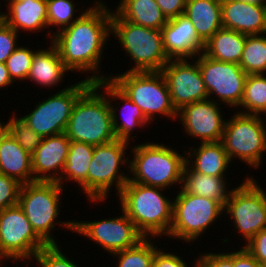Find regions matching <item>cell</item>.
Masks as SVG:
<instances>
[{
  "label": "cell",
  "instance_id": "14",
  "mask_svg": "<svg viewBox=\"0 0 266 267\" xmlns=\"http://www.w3.org/2000/svg\"><path fill=\"white\" fill-rule=\"evenodd\" d=\"M197 63L210 100V95L215 94L220 99L216 102L221 101L231 108L239 107L248 76L239 64L218 61L203 52L198 55Z\"/></svg>",
  "mask_w": 266,
  "mask_h": 267
},
{
  "label": "cell",
  "instance_id": "13",
  "mask_svg": "<svg viewBox=\"0 0 266 267\" xmlns=\"http://www.w3.org/2000/svg\"><path fill=\"white\" fill-rule=\"evenodd\" d=\"M92 84L80 80L52 96L38 102L35 109L21 118L42 138L65 132L73 106L80 95Z\"/></svg>",
  "mask_w": 266,
  "mask_h": 267
},
{
  "label": "cell",
  "instance_id": "24",
  "mask_svg": "<svg viewBox=\"0 0 266 267\" xmlns=\"http://www.w3.org/2000/svg\"><path fill=\"white\" fill-rule=\"evenodd\" d=\"M185 155V163L195 172L216 176L226 177L225 172L229 168L230 159L225 151L222 141L218 142H200L199 148H190ZM192 156V157H191ZM195 156V157H194ZM190 158H195L194 161Z\"/></svg>",
  "mask_w": 266,
  "mask_h": 267
},
{
  "label": "cell",
  "instance_id": "17",
  "mask_svg": "<svg viewBox=\"0 0 266 267\" xmlns=\"http://www.w3.org/2000/svg\"><path fill=\"white\" fill-rule=\"evenodd\" d=\"M220 106L215 100L193 102L177 111L185 133L202 142L222 141L226 121L223 120Z\"/></svg>",
  "mask_w": 266,
  "mask_h": 267
},
{
  "label": "cell",
  "instance_id": "39",
  "mask_svg": "<svg viewBox=\"0 0 266 267\" xmlns=\"http://www.w3.org/2000/svg\"><path fill=\"white\" fill-rule=\"evenodd\" d=\"M18 34L20 33L4 21L0 23V63H5L18 47L16 44Z\"/></svg>",
  "mask_w": 266,
  "mask_h": 267
},
{
  "label": "cell",
  "instance_id": "47",
  "mask_svg": "<svg viewBox=\"0 0 266 267\" xmlns=\"http://www.w3.org/2000/svg\"><path fill=\"white\" fill-rule=\"evenodd\" d=\"M240 1H244L246 3H251V4H264L263 0H240Z\"/></svg>",
  "mask_w": 266,
  "mask_h": 267
},
{
  "label": "cell",
  "instance_id": "23",
  "mask_svg": "<svg viewBox=\"0 0 266 267\" xmlns=\"http://www.w3.org/2000/svg\"><path fill=\"white\" fill-rule=\"evenodd\" d=\"M8 5V13L3 12V21L18 33L21 29L33 33L46 30L47 0H23Z\"/></svg>",
  "mask_w": 266,
  "mask_h": 267
},
{
  "label": "cell",
  "instance_id": "28",
  "mask_svg": "<svg viewBox=\"0 0 266 267\" xmlns=\"http://www.w3.org/2000/svg\"><path fill=\"white\" fill-rule=\"evenodd\" d=\"M246 35L221 28L205 43L203 53L215 60L239 64Z\"/></svg>",
  "mask_w": 266,
  "mask_h": 267
},
{
  "label": "cell",
  "instance_id": "12",
  "mask_svg": "<svg viewBox=\"0 0 266 267\" xmlns=\"http://www.w3.org/2000/svg\"><path fill=\"white\" fill-rule=\"evenodd\" d=\"M253 179L247 176L240 186L230 190L224 207L246 242L266 229V192Z\"/></svg>",
  "mask_w": 266,
  "mask_h": 267
},
{
  "label": "cell",
  "instance_id": "51",
  "mask_svg": "<svg viewBox=\"0 0 266 267\" xmlns=\"http://www.w3.org/2000/svg\"><path fill=\"white\" fill-rule=\"evenodd\" d=\"M3 21V13H0V23Z\"/></svg>",
  "mask_w": 266,
  "mask_h": 267
},
{
  "label": "cell",
  "instance_id": "10",
  "mask_svg": "<svg viewBox=\"0 0 266 267\" xmlns=\"http://www.w3.org/2000/svg\"><path fill=\"white\" fill-rule=\"evenodd\" d=\"M222 212L226 211L217 201L181 189L173 200L172 224L167 236L195 242Z\"/></svg>",
  "mask_w": 266,
  "mask_h": 267
},
{
  "label": "cell",
  "instance_id": "29",
  "mask_svg": "<svg viewBox=\"0 0 266 267\" xmlns=\"http://www.w3.org/2000/svg\"><path fill=\"white\" fill-rule=\"evenodd\" d=\"M117 7L116 12L135 25L161 30L168 22L155 0H120Z\"/></svg>",
  "mask_w": 266,
  "mask_h": 267
},
{
  "label": "cell",
  "instance_id": "42",
  "mask_svg": "<svg viewBox=\"0 0 266 267\" xmlns=\"http://www.w3.org/2000/svg\"><path fill=\"white\" fill-rule=\"evenodd\" d=\"M184 259L177 254L167 253L163 250H157L153 257V267H188ZM194 267H197V259Z\"/></svg>",
  "mask_w": 266,
  "mask_h": 267
},
{
  "label": "cell",
  "instance_id": "27",
  "mask_svg": "<svg viewBox=\"0 0 266 267\" xmlns=\"http://www.w3.org/2000/svg\"><path fill=\"white\" fill-rule=\"evenodd\" d=\"M225 179L197 173L185 163L180 188L185 193L215 200L224 208L230 193Z\"/></svg>",
  "mask_w": 266,
  "mask_h": 267
},
{
  "label": "cell",
  "instance_id": "21",
  "mask_svg": "<svg viewBox=\"0 0 266 267\" xmlns=\"http://www.w3.org/2000/svg\"><path fill=\"white\" fill-rule=\"evenodd\" d=\"M95 84L103 90L106 96H109L110 108L112 113V126L116 139L130 141L134 140V136L132 132L136 126L141 127L143 129V125H147L149 121L146 119L141 109L134 104L110 79L101 80L95 82ZM110 98H113V101H117V99L122 100L125 104L122 106L120 113L123 119L121 118V122L119 123V117L115 106L112 105L113 102ZM111 100V101H110ZM112 102V103H111ZM132 131V132H131ZM131 137V138H130ZM130 138V139H129Z\"/></svg>",
  "mask_w": 266,
  "mask_h": 267
},
{
  "label": "cell",
  "instance_id": "43",
  "mask_svg": "<svg viewBox=\"0 0 266 267\" xmlns=\"http://www.w3.org/2000/svg\"><path fill=\"white\" fill-rule=\"evenodd\" d=\"M167 19L184 14L186 0H155Z\"/></svg>",
  "mask_w": 266,
  "mask_h": 267
},
{
  "label": "cell",
  "instance_id": "49",
  "mask_svg": "<svg viewBox=\"0 0 266 267\" xmlns=\"http://www.w3.org/2000/svg\"><path fill=\"white\" fill-rule=\"evenodd\" d=\"M7 1H8V4H9V3L19 2V1H23V0H7Z\"/></svg>",
  "mask_w": 266,
  "mask_h": 267
},
{
  "label": "cell",
  "instance_id": "30",
  "mask_svg": "<svg viewBox=\"0 0 266 267\" xmlns=\"http://www.w3.org/2000/svg\"><path fill=\"white\" fill-rule=\"evenodd\" d=\"M93 151L94 145L70 141L69 151L63 171L56 182L64 187V181L73 180L81 186L84 194L87 195V175L89 163L93 157Z\"/></svg>",
  "mask_w": 266,
  "mask_h": 267
},
{
  "label": "cell",
  "instance_id": "46",
  "mask_svg": "<svg viewBox=\"0 0 266 267\" xmlns=\"http://www.w3.org/2000/svg\"><path fill=\"white\" fill-rule=\"evenodd\" d=\"M8 131V124H4L0 121V137H2Z\"/></svg>",
  "mask_w": 266,
  "mask_h": 267
},
{
  "label": "cell",
  "instance_id": "3",
  "mask_svg": "<svg viewBox=\"0 0 266 267\" xmlns=\"http://www.w3.org/2000/svg\"><path fill=\"white\" fill-rule=\"evenodd\" d=\"M92 83L75 102L65 130L70 141L102 145L116 139L107 96Z\"/></svg>",
  "mask_w": 266,
  "mask_h": 267
},
{
  "label": "cell",
  "instance_id": "8",
  "mask_svg": "<svg viewBox=\"0 0 266 267\" xmlns=\"http://www.w3.org/2000/svg\"><path fill=\"white\" fill-rule=\"evenodd\" d=\"M128 141L115 139L112 142L94 146L93 157L87 175V196L89 201L101 202L109 196L111 187H116L117 196L129 180L120 166L129 165L125 152ZM128 160V162H127ZM115 184V185H114Z\"/></svg>",
  "mask_w": 266,
  "mask_h": 267
},
{
  "label": "cell",
  "instance_id": "6",
  "mask_svg": "<svg viewBox=\"0 0 266 267\" xmlns=\"http://www.w3.org/2000/svg\"><path fill=\"white\" fill-rule=\"evenodd\" d=\"M63 188L54 181H34L22 184L20 189L18 204L35 232L48 245L58 244L51 232L55 224L60 223V227L62 225L69 231H74V220L56 223L60 215L59 204Z\"/></svg>",
  "mask_w": 266,
  "mask_h": 267
},
{
  "label": "cell",
  "instance_id": "15",
  "mask_svg": "<svg viewBox=\"0 0 266 267\" xmlns=\"http://www.w3.org/2000/svg\"><path fill=\"white\" fill-rule=\"evenodd\" d=\"M121 216L98 221H74V233L84 235L113 254L138 244L144 235L122 210Z\"/></svg>",
  "mask_w": 266,
  "mask_h": 267
},
{
  "label": "cell",
  "instance_id": "38",
  "mask_svg": "<svg viewBox=\"0 0 266 267\" xmlns=\"http://www.w3.org/2000/svg\"><path fill=\"white\" fill-rule=\"evenodd\" d=\"M21 186L15 178L0 173V210L19 203Z\"/></svg>",
  "mask_w": 266,
  "mask_h": 267
},
{
  "label": "cell",
  "instance_id": "44",
  "mask_svg": "<svg viewBox=\"0 0 266 267\" xmlns=\"http://www.w3.org/2000/svg\"><path fill=\"white\" fill-rule=\"evenodd\" d=\"M234 267H263L244 247L234 252Z\"/></svg>",
  "mask_w": 266,
  "mask_h": 267
},
{
  "label": "cell",
  "instance_id": "25",
  "mask_svg": "<svg viewBox=\"0 0 266 267\" xmlns=\"http://www.w3.org/2000/svg\"><path fill=\"white\" fill-rule=\"evenodd\" d=\"M184 15L193 23L198 37L204 43L223 28L221 0H186Z\"/></svg>",
  "mask_w": 266,
  "mask_h": 267
},
{
  "label": "cell",
  "instance_id": "1",
  "mask_svg": "<svg viewBox=\"0 0 266 267\" xmlns=\"http://www.w3.org/2000/svg\"><path fill=\"white\" fill-rule=\"evenodd\" d=\"M94 4L71 25L56 30L54 34L49 30L48 34L65 66L72 72L90 71L92 75L85 79L92 83L109 79L99 75L98 65H101L99 62L104 52V44L111 34L112 16V10L109 11L103 1H96Z\"/></svg>",
  "mask_w": 266,
  "mask_h": 267
},
{
  "label": "cell",
  "instance_id": "7",
  "mask_svg": "<svg viewBox=\"0 0 266 267\" xmlns=\"http://www.w3.org/2000/svg\"><path fill=\"white\" fill-rule=\"evenodd\" d=\"M109 79L134 103L150 122L157 115L177 119L166 80L159 72H124ZM154 116V117H153Z\"/></svg>",
  "mask_w": 266,
  "mask_h": 267
},
{
  "label": "cell",
  "instance_id": "45",
  "mask_svg": "<svg viewBox=\"0 0 266 267\" xmlns=\"http://www.w3.org/2000/svg\"><path fill=\"white\" fill-rule=\"evenodd\" d=\"M14 82L10 77L9 71L6 68L5 63H0V88L7 87Z\"/></svg>",
  "mask_w": 266,
  "mask_h": 267
},
{
  "label": "cell",
  "instance_id": "20",
  "mask_svg": "<svg viewBox=\"0 0 266 267\" xmlns=\"http://www.w3.org/2000/svg\"><path fill=\"white\" fill-rule=\"evenodd\" d=\"M221 16L223 28L244 35L266 34L264 4L221 0Z\"/></svg>",
  "mask_w": 266,
  "mask_h": 267
},
{
  "label": "cell",
  "instance_id": "11",
  "mask_svg": "<svg viewBox=\"0 0 266 267\" xmlns=\"http://www.w3.org/2000/svg\"><path fill=\"white\" fill-rule=\"evenodd\" d=\"M48 244L35 232L19 204L0 210V260H33Z\"/></svg>",
  "mask_w": 266,
  "mask_h": 267
},
{
  "label": "cell",
  "instance_id": "26",
  "mask_svg": "<svg viewBox=\"0 0 266 267\" xmlns=\"http://www.w3.org/2000/svg\"><path fill=\"white\" fill-rule=\"evenodd\" d=\"M70 71L61 60L58 50L51 43V46L44 50L35 52L31 69L27 76V80L34 81L38 85L45 87H54L63 79L66 72ZM65 73V74H64Z\"/></svg>",
  "mask_w": 266,
  "mask_h": 267
},
{
  "label": "cell",
  "instance_id": "32",
  "mask_svg": "<svg viewBox=\"0 0 266 267\" xmlns=\"http://www.w3.org/2000/svg\"><path fill=\"white\" fill-rule=\"evenodd\" d=\"M242 114L259 115L266 107V76L265 74L248 75L245 81L242 101L239 108Z\"/></svg>",
  "mask_w": 266,
  "mask_h": 267
},
{
  "label": "cell",
  "instance_id": "22",
  "mask_svg": "<svg viewBox=\"0 0 266 267\" xmlns=\"http://www.w3.org/2000/svg\"><path fill=\"white\" fill-rule=\"evenodd\" d=\"M0 173L15 178L21 184L35 181L31 154L8 131L0 137Z\"/></svg>",
  "mask_w": 266,
  "mask_h": 267
},
{
  "label": "cell",
  "instance_id": "4",
  "mask_svg": "<svg viewBox=\"0 0 266 267\" xmlns=\"http://www.w3.org/2000/svg\"><path fill=\"white\" fill-rule=\"evenodd\" d=\"M134 155L130 159V182L146 186L170 189L171 185L182 183V174L186 156H182L171 147L163 143L150 142L134 145ZM168 187V188H167Z\"/></svg>",
  "mask_w": 266,
  "mask_h": 267
},
{
  "label": "cell",
  "instance_id": "36",
  "mask_svg": "<svg viewBox=\"0 0 266 267\" xmlns=\"http://www.w3.org/2000/svg\"><path fill=\"white\" fill-rule=\"evenodd\" d=\"M35 52L31 48L19 46L6 60L5 65L13 82L15 79H27Z\"/></svg>",
  "mask_w": 266,
  "mask_h": 267
},
{
  "label": "cell",
  "instance_id": "31",
  "mask_svg": "<svg viewBox=\"0 0 266 267\" xmlns=\"http://www.w3.org/2000/svg\"><path fill=\"white\" fill-rule=\"evenodd\" d=\"M239 66L247 75L266 72V35H246Z\"/></svg>",
  "mask_w": 266,
  "mask_h": 267
},
{
  "label": "cell",
  "instance_id": "19",
  "mask_svg": "<svg viewBox=\"0 0 266 267\" xmlns=\"http://www.w3.org/2000/svg\"><path fill=\"white\" fill-rule=\"evenodd\" d=\"M163 49L169 59L196 58L205 43L198 37L193 23L184 14L168 19L161 29Z\"/></svg>",
  "mask_w": 266,
  "mask_h": 267
},
{
  "label": "cell",
  "instance_id": "40",
  "mask_svg": "<svg viewBox=\"0 0 266 267\" xmlns=\"http://www.w3.org/2000/svg\"><path fill=\"white\" fill-rule=\"evenodd\" d=\"M197 267H234V252L201 255L197 259Z\"/></svg>",
  "mask_w": 266,
  "mask_h": 267
},
{
  "label": "cell",
  "instance_id": "50",
  "mask_svg": "<svg viewBox=\"0 0 266 267\" xmlns=\"http://www.w3.org/2000/svg\"><path fill=\"white\" fill-rule=\"evenodd\" d=\"M261 114H262V115L264 114V115L266 116V107L264 108V110H263L259 115H261ZM265 125H266V124H265Z\"/></svg>",
  "mask_w": 266,
  "mask_h": 267
},
{
  "label": "cell",
  "instance_id": "9",
  "mask_svg": "<svg viewBox=\"0 0 266 267\" xmlns=\"http://www.w3.org/2000/svg\"><path fill=\"white\" fill-rule=\"evenodd\" d=\"M262 115L234 113L225 123L222 142L232 163L233 158L253 168L262 166L266 152V125Z\"/></svg>",
  "mask_w": 266,
  "mask_h": 267
},
{
  "label": "cell",
  "instance_id": "16",
  "mask_svg": "<svg viewBox=\"0 0 266 267\" xmlns=\"http://www.w3.org/2000/svg\"><path fill=\"white\" fill-rule=\"evenodd\" d=\"M170 59L163 67V74L176 111L193 102L209 99L197 60Z\"/></svg>",
  "mask_w": 266,
  "mask_h": 267
},
{
  "label": "cell",
  "instance_id": "34",
  "mask_svg": "<svg viewBox=\"0 0 266 267\" xmlns=\"http://www.w3.org/2000/svg\"><path fill=\"white\" fill-rule=\"evenodd\" d=\"M75 3L71 0H47V19L48 27L57 26L58 31L71 25L85 11H83L76 19L73 18L77 12ZM76 11V12H75ZM73 20V21H72Z\"/></svg>",
  "mask_w": 266,
  "mask_h": 267
},
{
  "label": "cell",
  "instance_id": "18",
  "mask_svg": "<svg viewBox=\"0 0 266 267\" xmlns=\"http://www.w3.org/2000/svg\"><path fill=\"white\" fill-rule=\"evenodd\" d=\"M70 139L65 132L43 137L40 145L32 153V173L35 181L56 182L63 171Z\"/></svg>",
  "mask_w": 266,
  "mask_h": 267
},
{
  "label": "cell",
  "instance_id": "37",
  "mask_svg": "<svg viewBox=\"0 0 266 267\" xmlns=\"http://www.w3.org/2000/svg\"><path fill=\"white\" fill-rule=\"evenodd\" d=\"M34 258L40 267H79L62 253L57 244L45 246Z\"/></svg>",
  "mask_w": 266,
  "mask_h": 267
},
{
  "label": "cell",
  "instance_id": "41",
  "mask_svg": "<svg viewBox=\"0 0 266 267\" xmlns=\"http://www.w3.org/2000/svg\"><path fill=\"white\" fill-rule=\"evenodd\" d=\"M244 246L247 251L263 266H266V229L254 235Z\"/></svg>",
  "mask_w": 266,
  "mask_h": 267
},
{
  "label": "cell",
  "instance_id": "5",
  "mask_svg": "<svg viewBox=\"0 0 266 267\" xmlns=\"http://www.w3.org/2000/svg\"><path fill=\"white\" fill-rule=\"evenodd\" d=\"M111 33L135 61L127 72H159L170 60L163 49L161 30L135 25L112 11Z\"/></svg>",
  "mask_w": 266,
  "mask_h": 267
},
{
  "label": "cell",
  "instance_id": "2",
  "mask_svg": "<svg viewBox=\"0 0 266 267\" xmlns=\"http://www.w3.org/2000/svg\"><path fill=\"white\" fill-rule=\"evenodd\" d=\"M163 190L128 180L118 195L122 210L144 237L169 234L173 201L162 195Z\"/></svg>",
  "mask_w": 266,
  "mask_h": 267
},
{
  "label": "cell",
  "instance_id": "35",
  "mask_svg": "<svg viewBox=\"0 0 266 267\" xmlns=\"http://www.w3.org/2000/svg\"><path fill=\"white\" fill-rule=\"evenodd\" d=\"M11 117L7 122L8 132L25 151L32 155L40 145L42 137L31 129L21 117H16L14 114Z\"/></svg>",
  "mask_w": 266,
  "mask_h": 267
},
{
  "label": "cell",
  "instance_id": "33",
  "mask_svg": "<svg viewBox=\"0 0 266 267\" xmlns=\"http://www.w3.org/2000/svg\"><path fill=\"white\" fill-rule=\"evenodd\" d=\"M145 237L138 244L125 250L113 253L117 259V267H153L154 253L159 249Z\"/></svg>",
  "mask_w": 266,
  "mask_h": 267
},
{
  "label": "cell",
  "instance_id": "48",
  "mask_svg": "<svg viewBox=\"0 0 266 267\" xmlns=\"http://www.w3.org/2000/svg\"><path fill=\"white\" fill-rule=\"evenodd\" d=\"M264 16H265V25H266V3H264Z\"/></svg>",
  "mask_w": 266,
  "mask_h": 267
}]
</instances>
